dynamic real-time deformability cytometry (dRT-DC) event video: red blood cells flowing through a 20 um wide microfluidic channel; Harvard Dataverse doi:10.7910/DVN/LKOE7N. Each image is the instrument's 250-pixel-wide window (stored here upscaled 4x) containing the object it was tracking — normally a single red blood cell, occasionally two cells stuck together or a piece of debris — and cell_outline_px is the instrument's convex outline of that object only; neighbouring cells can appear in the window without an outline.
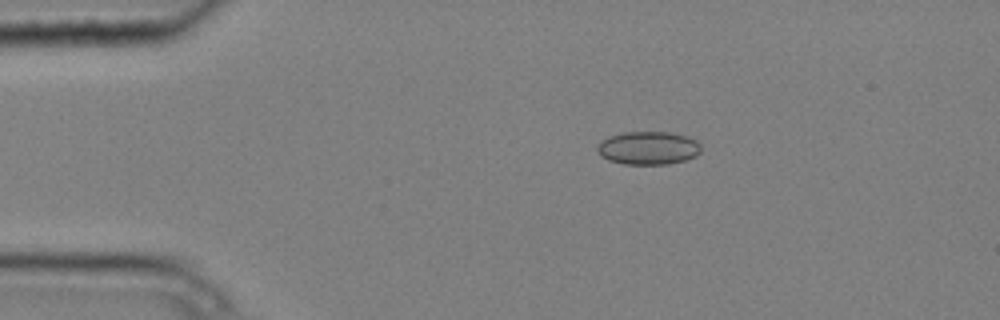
{"species": "common noctule bat (a hibernating species)", "species_latin": "Nyctalus noctula", "temperature_condition": "cold", "stored_images_in_passage": 4, "camera_frame_rate_fps": 3000, "um_per_image_px": 0.085, "animal": {"sex": "male", "body_mass_g": 20.4}, "frame": {"image": 1, "passage_image": 3, "time_ms": 0.667, "image_size_px": [1000, 320], "cell_outline_px": [[700, 152], [696, 156], [684, 160], [668, 164], [624, 164], [608, 160], [600, 156], [596, 152], [596, 148], [600, 140], [608, 136], [624, 132], [668, 132], [688, 136], [696, 140], [700, 144]], "centroid_in_image_um": [55.06, 12.58], "position_along_channel_um": 29.9, "area_um2": 20.29}}